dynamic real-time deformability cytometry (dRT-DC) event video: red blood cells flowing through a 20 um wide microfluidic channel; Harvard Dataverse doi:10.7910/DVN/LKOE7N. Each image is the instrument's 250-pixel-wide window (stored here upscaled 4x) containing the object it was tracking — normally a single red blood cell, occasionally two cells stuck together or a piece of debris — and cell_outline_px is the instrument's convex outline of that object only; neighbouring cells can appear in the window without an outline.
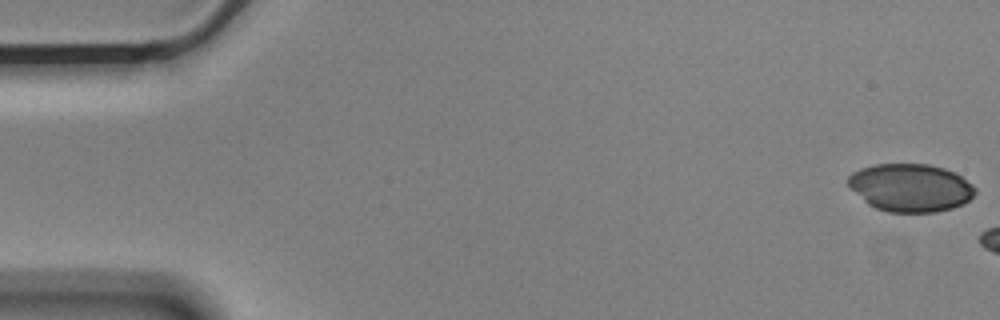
{"species": "Egyptian fruit bat (a non-hibernating species)", "species_latin": "Rousettus aegyptiacus", "temperature_condition": "cold", "stored_images_in_passage": 7, "camera_frame_rate_fps": 3000, "um_per_image_px": 0.085, "animal": {"sex": "male"}, "frame": {"image": 1, "passage_image": 1, "time_ms": 0.0, "image_size_px": [1000, 320], "cell_outline_px": [[976, 192], [964, 204], [952, 208], [936, 212], [888, 212], [876, 208], [868, 204], [848, 188], [848, 176], [852, 172], [860, 168], [876, 164], [928, 164], [944, 168], [956, 172], [972, 184], [976, 188]], "centroid_in_image_um": [77.38, 15.95], "position_along_channel_um": 7.6, "area_um2": 35.72}}